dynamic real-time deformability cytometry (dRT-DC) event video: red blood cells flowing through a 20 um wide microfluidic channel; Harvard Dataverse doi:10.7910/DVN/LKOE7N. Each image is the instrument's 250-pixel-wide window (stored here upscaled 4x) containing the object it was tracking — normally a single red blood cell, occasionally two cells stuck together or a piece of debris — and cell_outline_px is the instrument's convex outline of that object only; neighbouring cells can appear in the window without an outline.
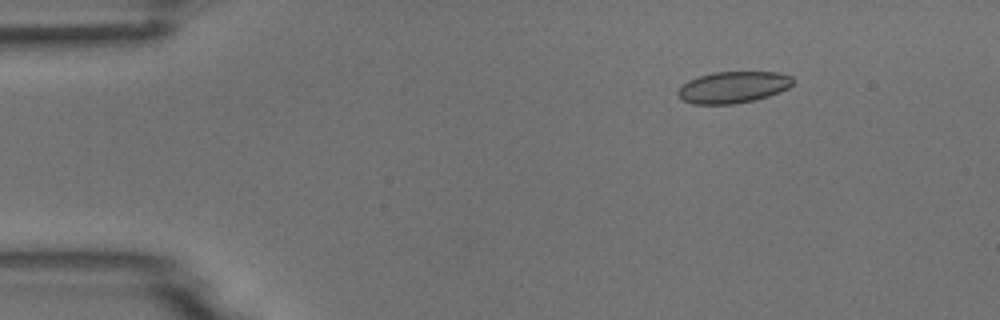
{"species": "common noctule bat (a hibernating species)", "species_latin": "Nyctalus noctula", "temperature_condition": "room temperature", "stored_images_in_passage": 9, "camera_frame_rate_fps": 3000, "um_per_image_px": 0.085, "animal": {"sex": "male", "body_mass_g": 18.8}, "frame": {"image": 1, "passage_image": 2, "time_ms": 2.333, "image_size_px": [1000, 320], "cell_outline_px": [[792, 84], [788, 88], [780, 92], [768, 96], [752, 100], [732, 104], [692, 104], [684, 100], [676, 92], [688, 80], [700, 76], [716, 72], [780, 72], [792, 76]], "centroid_in_image_um": [62.34, 7.41], "position_along_channel_um": 22.7, "area_um2": 20.92}}
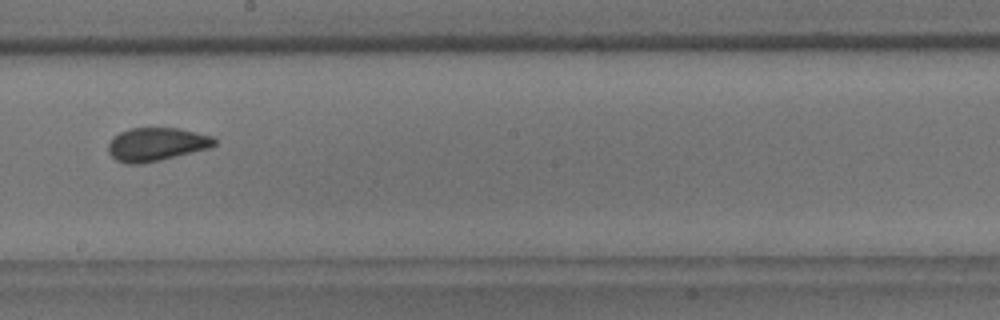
{"frame": {"image": 2, "passage_image": 9, "time_ms": 10.0, "image_size_px": [1000, 320], "cell_outline_px": [[216, 144], [212, 148], [160, 160], [140, 164], [128, 164], [116, 160], [108, 152], [108, 144], [112, 136], [120, 132], [132, 128], [180, 128], [212, 136], [216, 140]], "centroid_in_image_um": [13.3, 12.27], "position_along_channel_um": 234.9, "area_um2": 20.81}}